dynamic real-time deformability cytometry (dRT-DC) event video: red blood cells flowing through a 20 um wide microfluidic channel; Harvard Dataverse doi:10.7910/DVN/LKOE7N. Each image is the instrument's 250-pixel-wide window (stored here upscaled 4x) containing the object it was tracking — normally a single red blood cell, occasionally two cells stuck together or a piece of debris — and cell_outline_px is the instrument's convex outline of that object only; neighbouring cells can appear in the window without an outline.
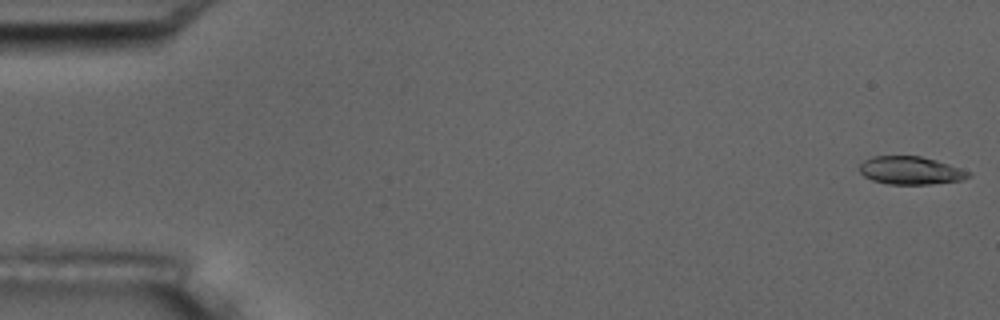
{"species": "common noctule bat (a hibernating species)", "species_latin": "Nyctalus noctula", "temperature_condition": "room temperature", "stored_images_in_passage": 4, "camera_frame_rate_fps": 3000, "um_per_image_px": 0.085, "animal": {"sex": "male", "body_mass_g": 17.5, "forearm_length_mm": 52.3}, "frame": {"image": 1, "passage_image": 1, "time_ms": 0.0, "image_size_px": [1000, 320], "cell_outline_px": [[972, 176], [964, 180], [932, 184], [888, 184], [872, 180], [864, 176], [860, 172], [860, 164], [864, 160], [872, 156], [920, 156], [936, 160], [972, 172]], "centroid_in_image_um": [77.43, 14.49], "position_along_channel_um": 7.6, "area_um2": 17.86}}
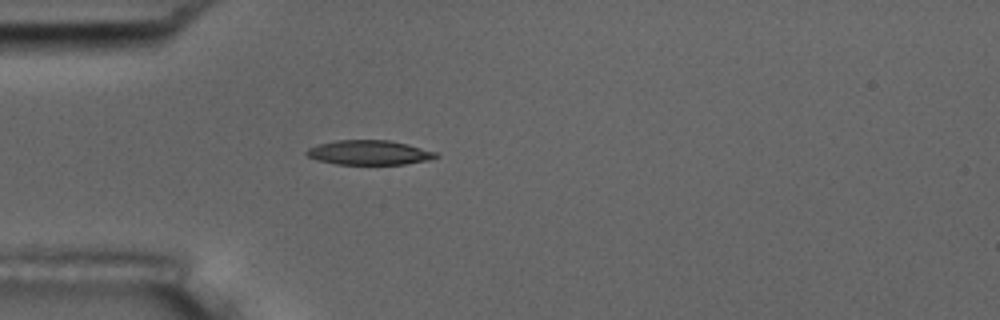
{"frame": {"image": 2, "passage_image": 4, "time_ms": 5.0, "image_size_px": [1000, 320], "cell_outline_px": [[440, 156], [428, 160], [404, 164], [336, 164], [316, 160], [308, 156], [304, 152], [308, 148], [320, 144], [336, 140], [388, 140], [408, 144], [436, 152]], "centroid_in_image_um": [31.37, 12.97], "position_along_channel_um": 53.6, "area_um2": 18.44}}